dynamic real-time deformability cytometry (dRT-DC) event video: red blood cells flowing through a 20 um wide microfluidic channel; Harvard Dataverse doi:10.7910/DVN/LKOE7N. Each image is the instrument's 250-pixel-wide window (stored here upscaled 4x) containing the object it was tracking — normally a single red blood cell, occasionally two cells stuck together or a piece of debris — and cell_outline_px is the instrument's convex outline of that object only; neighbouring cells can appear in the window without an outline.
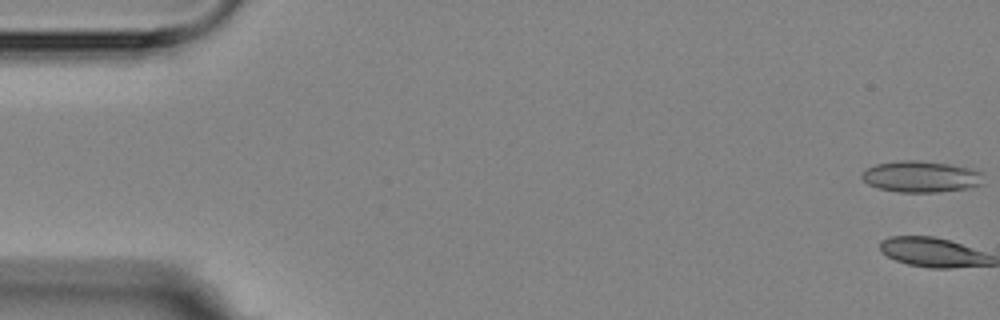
{"species": "Egyptian fruit bat (a non-hibernating species)", "species_latin": "Rousettus aegyptiacus", "temperature_condition": "room temperature", "stored_images_in_passage": 5, "camera_frame_rate_fps": 3000, "um_per_image_px": 0.085, "animal": {"sex": "female"}, "frame": {"image": 1, "passage_image": 1, "time_ms": 0.0, "image_size_px": [1000, 320], "cell_outline_px": [[984, 184], [968, 188], [936, 192], [900, 192], [880, 188], [868, 184], [860, 176], [868, 168], [876, 164], [896, 160], [916, 160], [952, 164], [972, 168], [984, 172]], "centroid_in_image_um": [78.36, 15.0], "position_along_channel_um": 6.6, "area_um2": 22.43}}